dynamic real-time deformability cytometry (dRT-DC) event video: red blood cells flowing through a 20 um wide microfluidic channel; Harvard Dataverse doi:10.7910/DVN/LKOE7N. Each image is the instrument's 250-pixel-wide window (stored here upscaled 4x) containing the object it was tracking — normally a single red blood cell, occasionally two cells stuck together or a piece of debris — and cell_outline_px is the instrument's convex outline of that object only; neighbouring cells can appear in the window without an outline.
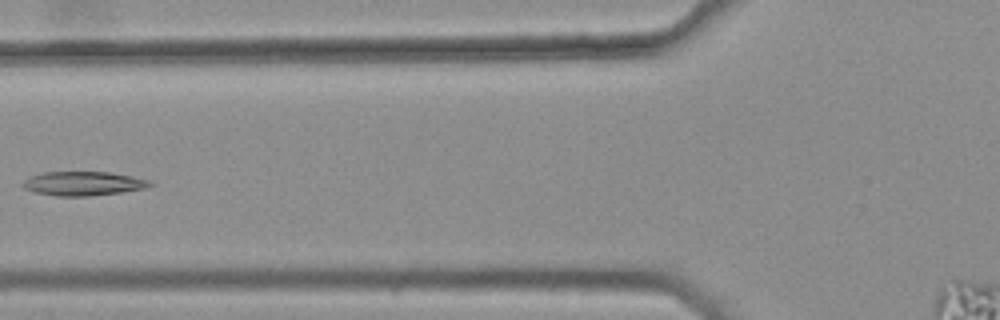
{"species": "common noctule bat (a hibernating species)", "species_latin": "Nyctalus noctula", "temperature_condition": "warm", "stored_images_in_passage": 6, "camera_frame_rate_fps": 3000, "um_per_image_px": 0.085, "animal": {"sex": "female", "body_mass_g": 25.1}, "frame": {"image": 1, "passage_image": 5, "time_ms": 1.333, "image_size_px": [1000, 320], "cell_outline_px": [[152, 184], [144, 188], [120, 192], [88, 196], [56, 196], [36, 192], [24, 188], [20, 184], [28, 176], [44, 172], [108, 172], [132, 176], [148, 180]], "centroid_in_image_um": [7.0, 15.59], "position_along_channel_um": 118.8, "area_um2": 17.69}}
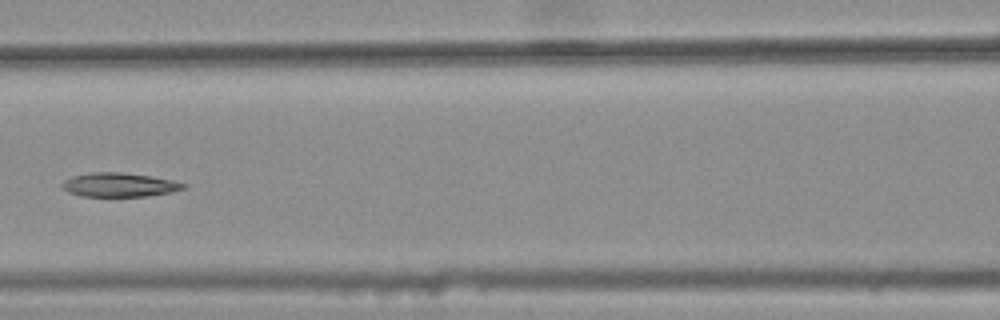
{"frame": {"image": 2, "passage_image": 6, "time_ms": 1.667, "image_size_px": [1000, 320], "cell_outline_px": [[188, 184], [184, 188], [172, 192], [148, 196], [80, 196], [68, 192], [60, 184], [64, 180], [72, 176], [92, 172], [120, 172], [148, 176], [172, 180]], "centroid_in_image_um": [10.12, 15.71], "position_along_channel_um": 156.5, "area_um2": 16.88}}